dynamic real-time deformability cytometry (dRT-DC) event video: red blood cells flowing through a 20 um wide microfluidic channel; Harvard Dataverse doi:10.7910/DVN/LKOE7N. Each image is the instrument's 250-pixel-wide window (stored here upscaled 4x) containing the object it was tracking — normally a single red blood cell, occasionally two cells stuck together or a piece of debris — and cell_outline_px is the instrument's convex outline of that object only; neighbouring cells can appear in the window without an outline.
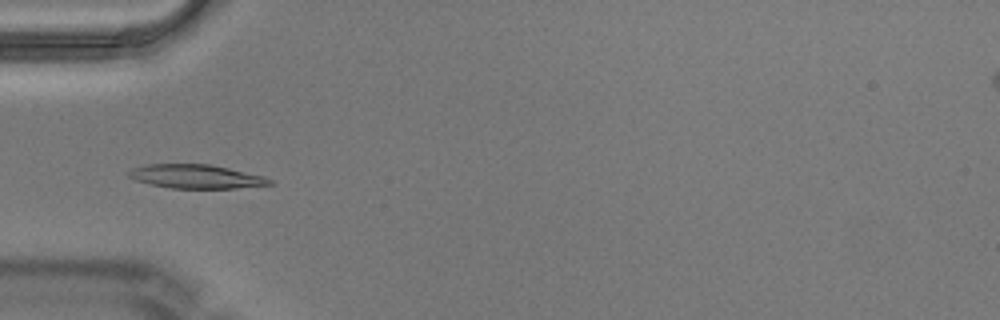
{"species": "Egyptian fruit bat (a non-hibernating species)", "species_latin": "Rousettus aegyptiacus", "temperature_condition": "warm", "stored_images_in_passage": 5, "camera_frame_rate_fps": 3000, "um_per_image_px": 0.085, "animal": {"sex": "male"}, "frame": {"image": 1, "passage_image": 4, "time_ms": 1.0, "image_size_px": [1000, 320], "cell_outline_px": [[276, 184], [236, 188], [172, 188], [152, 184], [136, 180], [128, 176], [124, 172], [132, 168], [148, 164], [212, 164], [264, 176], [272, 180]], "centroid_in_image_um": [16.68, 14.99], "position_along_channel_um": 68.3, "area_um2": 19.65}}